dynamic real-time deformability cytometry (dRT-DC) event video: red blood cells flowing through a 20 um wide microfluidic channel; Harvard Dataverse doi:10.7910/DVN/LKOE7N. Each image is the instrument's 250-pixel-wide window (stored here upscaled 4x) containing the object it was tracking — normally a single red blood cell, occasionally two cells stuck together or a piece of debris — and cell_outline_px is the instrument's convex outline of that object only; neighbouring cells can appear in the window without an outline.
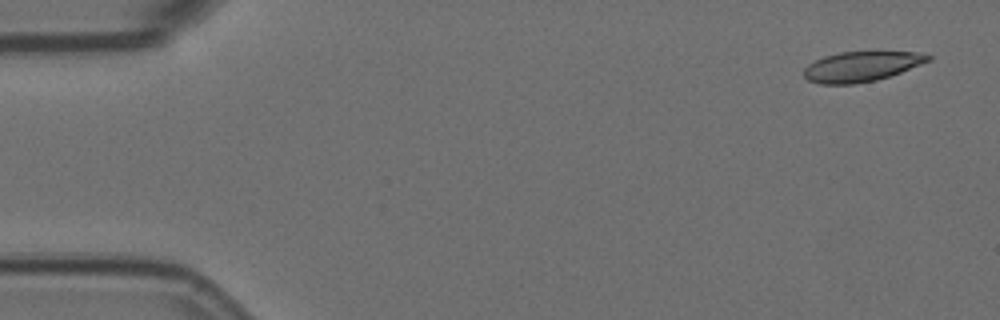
{"species": "Egyptian fruit bat (a non-hibernating species)", "species_latin": "Rousettus aegyptiacus", "temperature_condition": "room temperature", "stored_images_in_passage": 6, "camera_frame_rate_fps": 3000, "um_per_image_px": 0.085, "animal": {"sex": "female"}, "frame": {"image": 1, "passage_image": 1, "time_ms": 0.0, "image_size_px": [1000, 320], "cell_outline_px": [[932, 60], [900, 72], [876, 80], [852, 84], [820, 84], [808, 80], [804, 76], [804, 68], [808, 64], [824, 56], [840, 52], [920, 52], [932, 56]], "centroid_in_image_um": [73.21, 5.65], "position_along_channel_um": 11.8, "area_um2": 21.62}}
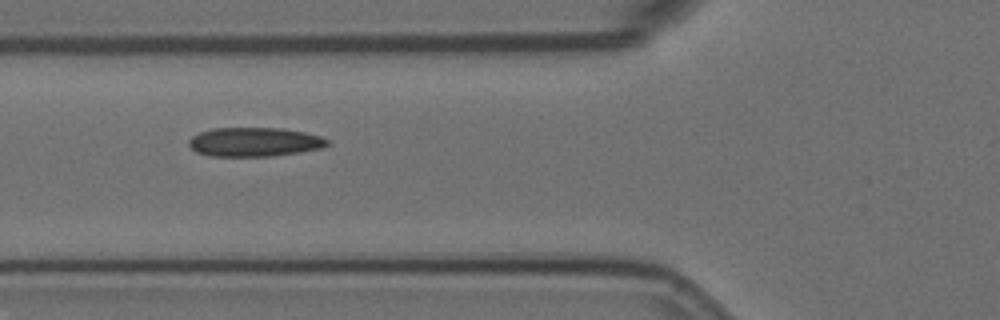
{"frame": {"image": 2, "passage_image": 5, "time_ms": 1.333, "image_size_px": [1000, 320], "cell_outline_px": [[328, 144], [320, 148], [272, 156], [208, 156], [196, 152], [188, 144], [188, 140], [192, 136], [200, 132], [212, 128], [280, 128], [304, 132], [320, 136], [328, 140]], "centroid_in_image_um": [21.56, 12.06], "position_along_channel_um": 104.2, "area_um2": 23.29}}
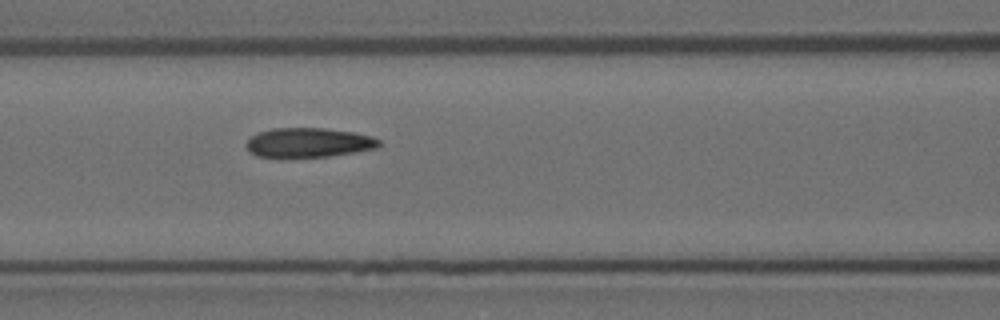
{"frame": {"image": 3, "passage_image": 6, "time_ms": 1.667, "image_size_px": [1000, 320], "cell_outline_px": [[380, 144], [376, 148], [328, 156], [256, 156], [244, 144], [252, 136], [260, 132], [272, 128], [324, 128], [352, 132], [372, 136], [380, 140]], "centroid_in_image_um": [26.24, 12.1], "position_along_channel_um": 140.4, "area_um2": 22.25}}